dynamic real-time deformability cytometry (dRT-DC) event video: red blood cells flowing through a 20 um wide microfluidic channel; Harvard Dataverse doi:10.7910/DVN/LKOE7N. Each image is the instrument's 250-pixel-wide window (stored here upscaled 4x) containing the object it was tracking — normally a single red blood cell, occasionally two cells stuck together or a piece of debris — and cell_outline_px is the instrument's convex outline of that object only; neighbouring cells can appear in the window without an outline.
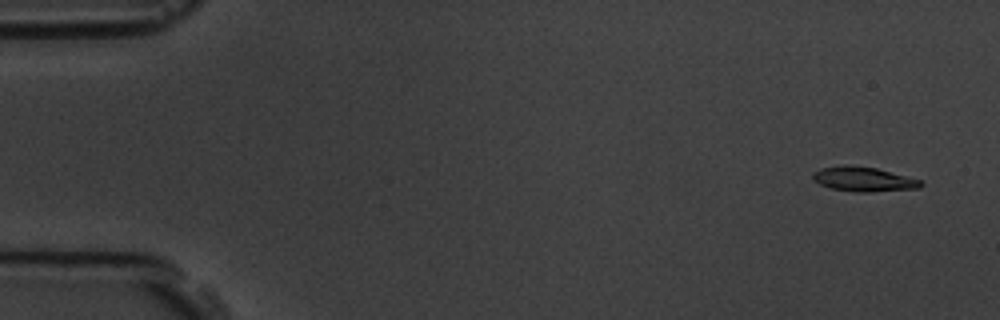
{"species": "common noctule bat (a hibernating species)", "species_latin": "Nyctalus noctula", "temperature_condition": "room temperature", "stored_images_in_passage": 4, "camera_frame_rate_fps": 3000, "um_per_image_px": 0.085, "animal": {"sex": "male", "body_mass_g": 19.5, "forearm_length_mm": 54.6}, "frame": {"image": 1, "passage_image": 1, "time_ms": 0.0, "image_size_px": [1000, 320], "cell_outline_px": [[924, 184], [920, 188], [868, 192], [856, 192], [832, 188], [820, 184], [812, 180], [812, 172], [820, 168], [844, 164], [848, 164], [876, 168], [920, 180]], "centroid_in_image_um": [73.35, 15.22], "position_along_channel_um": 11.6, "area_um2": 15.49}}
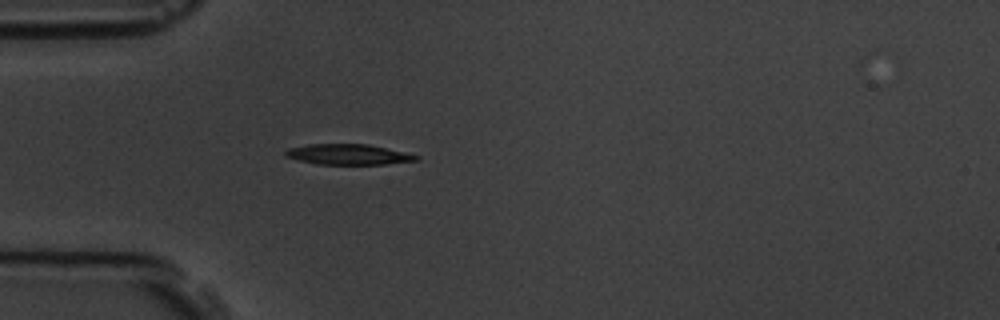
{"frame": {"image": 2, "passage_image": 4, "time_ms": 4.333, "image_size_px": [1000, 320], "cell_outline_px": [[420, 160], [384, 164], [316, 164], [284, 156], [284, 152], [288, 148], [308, 144], [368, 144], [404, 152], [420, 156]], "centroid_in_image_um": [29.59, 13.12], "position_along_channel_um": 55.4, "area_um2": 15.55}}